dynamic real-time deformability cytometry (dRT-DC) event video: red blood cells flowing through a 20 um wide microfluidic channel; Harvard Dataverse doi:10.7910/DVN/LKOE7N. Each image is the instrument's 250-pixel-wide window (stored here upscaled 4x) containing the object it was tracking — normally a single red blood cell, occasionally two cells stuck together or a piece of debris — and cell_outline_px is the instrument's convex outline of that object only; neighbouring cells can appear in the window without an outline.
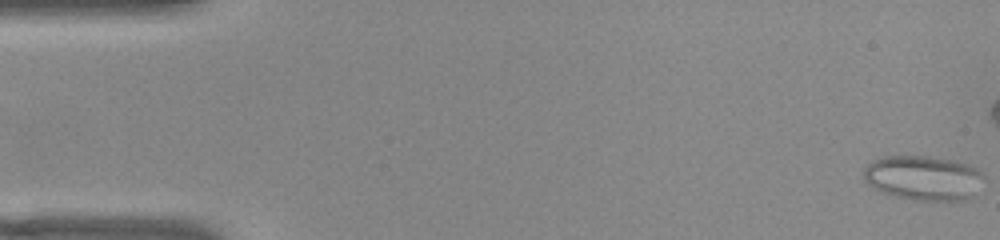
{"species": "common noctule bat (a hibernating species)", "species_latin": "Nyctalus noctula", "temperature_condition": "warm", "stored_images_in_passage": 9, "camera_frame_rate_fps": 3000, "um_per_image_px": 0.085, "animal": {"sex": "female", "body_mass_g": 22.0, "forearm_length_mm": 56.7}, "frame": {"image": 1, "passage_image": 1, "time_ms": 0.0, "image_size_px": [1000, 240], "cell_outline_px": [[984, 176], [976, 196], [968, 200], [912, 200], [892, 196], [880, 192], [872, 188], [864, 180], [864, 168], [872, 160], [880, 156], [928, 156], [956, 160], [980, 168], [984, 172]], "centroid_in_image_um": [78.52, 15.12], "position_along_channel_um": 6.5, "area_um2": 32.14}}